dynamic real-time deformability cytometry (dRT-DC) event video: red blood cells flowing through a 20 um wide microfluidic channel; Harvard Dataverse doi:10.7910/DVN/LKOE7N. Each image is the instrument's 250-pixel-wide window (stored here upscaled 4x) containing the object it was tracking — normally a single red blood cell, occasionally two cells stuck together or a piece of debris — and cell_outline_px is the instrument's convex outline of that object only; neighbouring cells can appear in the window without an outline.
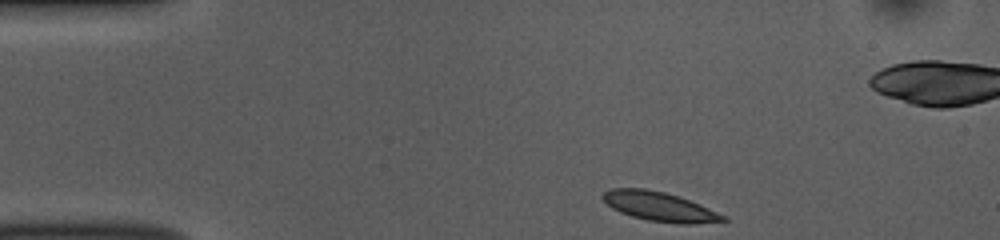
{"species": "common noctule bat (a hibernating species)", "species_latin": "Nyctalus noctula", "temperature_condition": "room temperature", "stored_images_in_passage": 47, "camera_frame_rate_fps": 3000, "um_per_image_px": 0.085, "animal": {"sex": "female", "body_mass_g": 10.0, "forearm_length_mm": 53.1}, "frame": {"image": 1, "passage_image": 1, "time_ms": 0.0, "image_size_px": [1000, 240], "cell_outline_px": [[728, 220], [692, 224], [680, 224], [648, 220], [632, 216], [620, 212], [612, 208], [600, 196], [604, 192], [612, 188], [644, 188], [664, 192], [700, 204], [728, 216]], "centroid_in_image_um": [56.07, 17.56], "position_along_channel_um": 28.9, "area_um2": 20.4}}
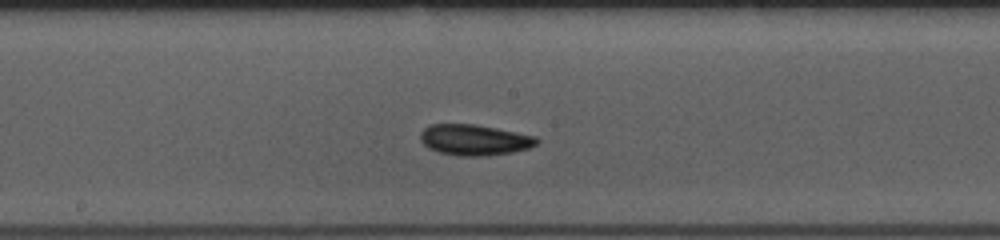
{"frame": {"image": 2, "passage_image": 20, "time_ms": 6.333, "image_size_px": [1000, 240], "cell_outline_px": [[540, 140], [536, 144], [528, 148], [512, 152], [484, 156], [460, 156], [440, 152], [428, 148], [420, 140], [420, 132], [424, 128], [432, 124], [476, 124], [536, 136]], "centroid_in_image_um": [40.31, 11.88], "position_along_channel_um": 207.9, "area_um2": 20.87}}
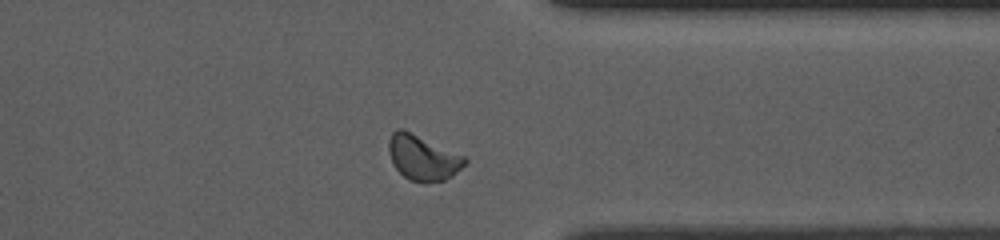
{"frame": {"image": 3, "passage_image": 34, "time_ms": 11.0, "image_size_px": [1000, 240], "cell_outline_px": [[468, 160], [452, 176], [444, 180], [424, 184], [408, 180], [396, 168], [388, 152], [388, 140], [392, 132], [396, 128], [404, 128], [464, 156]], "centroid_in_image_um": [35.9, 13.4], "position_along_channel_um": 375.5, "area_um2": 20.17}, "authors_computed_cell_mechanics": {"area_um2": 19.9988, "velocity_mm_per_s": 3.6822, "shape_relaxation_time_tau1_ms": 5.2432, "shape_relaxation_time_tau2_ms": 1.908, "deformation_change_tau1": 0.0929, "deformation_change_tau2": 0.0489}}